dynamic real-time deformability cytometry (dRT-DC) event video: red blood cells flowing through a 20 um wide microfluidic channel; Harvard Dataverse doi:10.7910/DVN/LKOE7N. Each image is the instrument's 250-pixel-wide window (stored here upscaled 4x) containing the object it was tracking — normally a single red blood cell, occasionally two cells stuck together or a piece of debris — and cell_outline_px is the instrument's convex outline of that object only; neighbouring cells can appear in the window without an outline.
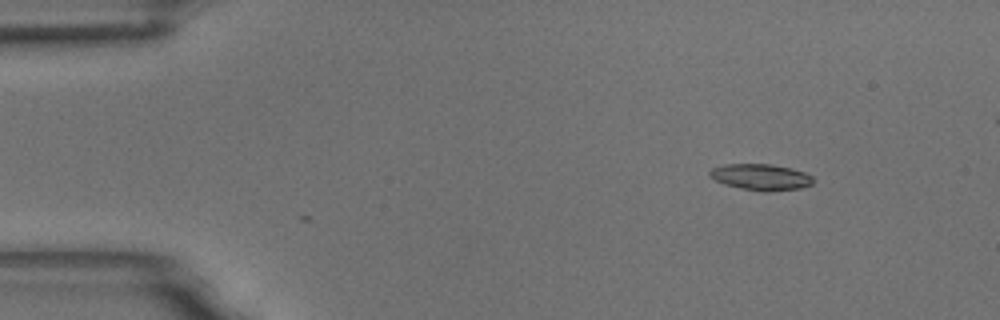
{"species": "common noctule bat (a hibernating species)", "species_latin": "Nyctalus noctula", "temperature_condition": "room temperature", "stored_images_in_passage": 3, "camera_frame_rate_fps": 3000, "um_per_image_px": 0.085, "animal": {"sex": "male", "body_mass_g": 18.8}, "frame": {"image": 1, "passage_image": 3, "time_ms": 0.667, "image_size_px": [1000, 320], "cell_outline_px": [[812, 184], [800, 188], [764, 192], [724, 184], [716, 180], [708, 172], [712, 168], [724, 164], [772, 164], [792, 168], [804, 172], [812, 176]], "centroid_in_image_um": [64.69, 15.04], "position_along_channel_um": 20.3, "area_um2": 15.61}}